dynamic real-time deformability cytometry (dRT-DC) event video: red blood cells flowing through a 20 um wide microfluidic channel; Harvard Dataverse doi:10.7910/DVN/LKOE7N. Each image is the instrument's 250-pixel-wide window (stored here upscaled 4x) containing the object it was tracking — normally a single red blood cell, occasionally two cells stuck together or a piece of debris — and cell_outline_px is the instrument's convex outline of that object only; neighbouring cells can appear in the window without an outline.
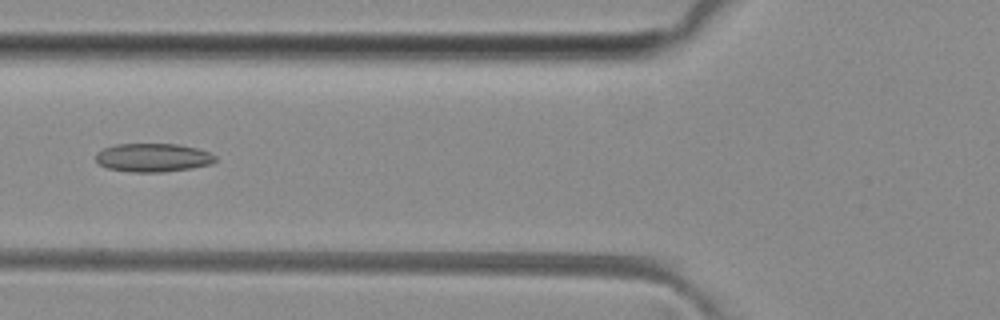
{"species": "common noctule bat (a hibernating species)", "species_latin": "Nyctalus noctula", "temperature_condition": "room temperature", "stored_images_in_passage": 49, "camera_frame_rate_fps": 3000, "um_per_image_px": 0.085, "animal": {"sex": "female", "body_mass_g": 29.2, "forearm_length_mm": 56.3}, "frame": {"image": 1, "passage_image": 18, "time_ms": 5.667, "image_size_px": [1000, 320], "cell_outline_px": [[216, 160], [212, 164], [192, 168], [164, 172], [132, 172], [108, 168], [100, 164], [96, 160], [96, 152], [104, 148], [116, 144], [176, 144], [196, 148], [208, 152], [216, 156]], "centroid_in_image_um": [13.01, 13.4], "position_along_channel_um": 112.8, "area_um2": 19.83}}
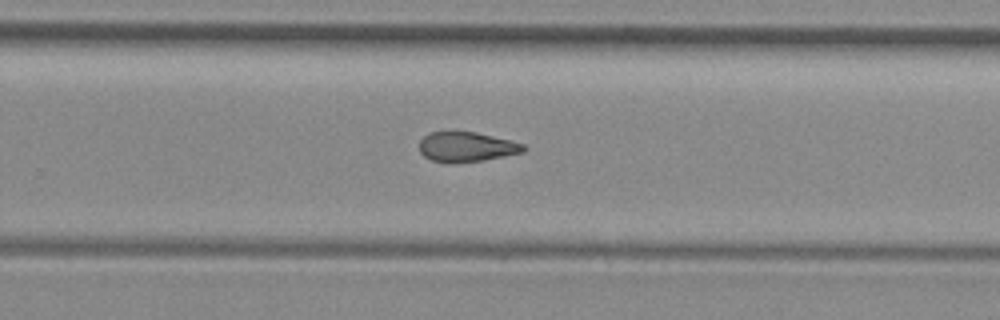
{"frame": {"image": 2, "passage_image": 31, "time_ms": 10.0, "image_size_px": [1000, 320], "cell_outline_px": [[528, 148], [524, 152], [484, 160], [432, 160], [424, 156], [420, 152], [420, 140], [428, 132], [476, 132], [512, 140], [524, 144]], "centroid_in_image_um": [39.72, 12.44], "position_along_channel_um": 290.1, "area_um2": 17.57}}
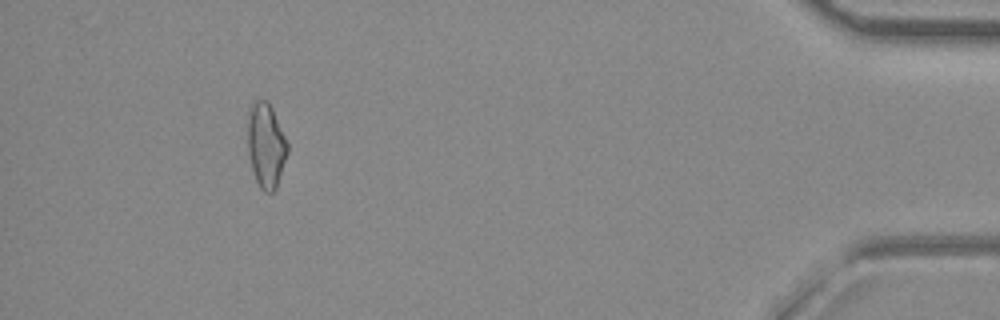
{"frame": {"image": 3, "passage_image": 45, "time_ms": 14.667, "image_size_px": [1000, 320], "cell_outline_px": [[288, 152], [276, 188], [272, 192], [264, 192], [260, 188], [256, 180], [252, 168], [248, 152], [248, 120], [252, 104], [256, 100], [268, 100], [272, 108], [288, 144]], "centroid_in_image_um": [22.61, 12.37], "position_along_channel_um": 412.6, "area_um2": 19.36}}